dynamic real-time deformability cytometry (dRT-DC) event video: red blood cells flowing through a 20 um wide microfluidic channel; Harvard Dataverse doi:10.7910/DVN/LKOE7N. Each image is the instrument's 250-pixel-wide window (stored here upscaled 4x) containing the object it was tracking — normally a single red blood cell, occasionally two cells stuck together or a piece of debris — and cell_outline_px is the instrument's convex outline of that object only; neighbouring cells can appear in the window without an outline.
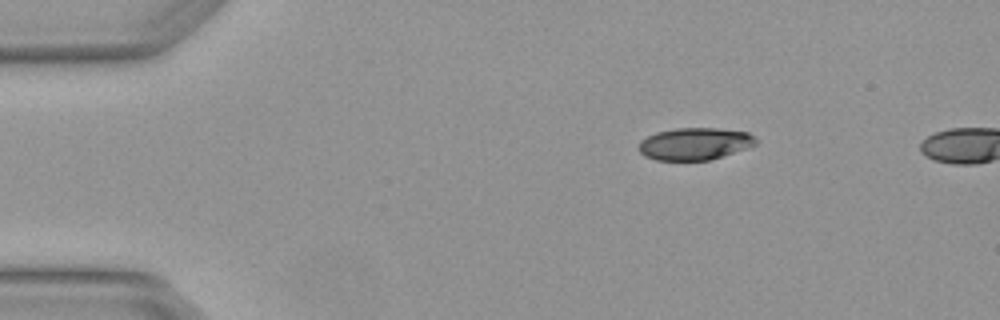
{"species": "Egyptian fruit bat (a non-hibernating species)", "species_latin": "Rousettus aegyptiacus", "temperature_condition": "warm", "stored_images_in_passage": 2, "camera_frame_rate_fps": 3000, "um_per_image_px": 0.085, "animal": {"sex": "female"}, "frame": {"image": 1, "passage_image": 1, "time_ms": 0.0, "image_size_px": [1000, 320], "cell_outline_px": [[756, 144], [708, 160], [656, 160], [644, 156], [640, 152], [640, 140], [656, 132], [676, 128], [716, 128], [748, 132], [756, 140]], "centroid_in_image_um": [59.0, 12.21], "position_along_channel_um": 26.0, "area_um2": 21.56}}